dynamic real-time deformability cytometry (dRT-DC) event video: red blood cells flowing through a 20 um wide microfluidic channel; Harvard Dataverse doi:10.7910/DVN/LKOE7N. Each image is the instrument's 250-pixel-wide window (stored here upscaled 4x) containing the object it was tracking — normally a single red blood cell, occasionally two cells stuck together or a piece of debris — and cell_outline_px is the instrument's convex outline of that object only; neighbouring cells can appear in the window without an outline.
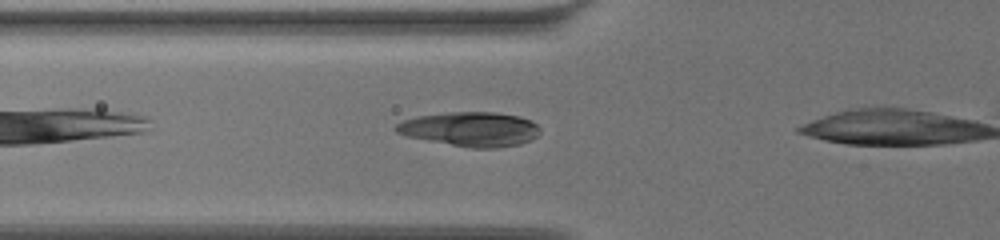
{"species": "common noctule bat (a hibernating species)", "species_latin": "Nyctalus noctula", "temperature_condition": "warm", "stored_images_in_passage": 32, "camera_frame_rate_fps": 3000, "um_per_image_px": 0.085, "animal": {"sex": "female", "body_mass_g": 19.5, "forearm_length_mm": 54.1}, "frame": {"image": 1, "passage_image": 2, "time_ms": 0.333, "image_size_px": [1000, 240], "cell_outline_px": [[540, 132], [532, 140], [520, 144], [496, 148], [472, 148], [408, 136], [396, 132], [392, 128], [396, 124], [404, 120], [416, 116], [452, 112], [496, 112], [520, 116], [532, 120], [540, 128]], "centroid_in_image_um": [40.03, 10.97], "position_along_channel_um": 85.8, "area_um2": 28.84}}
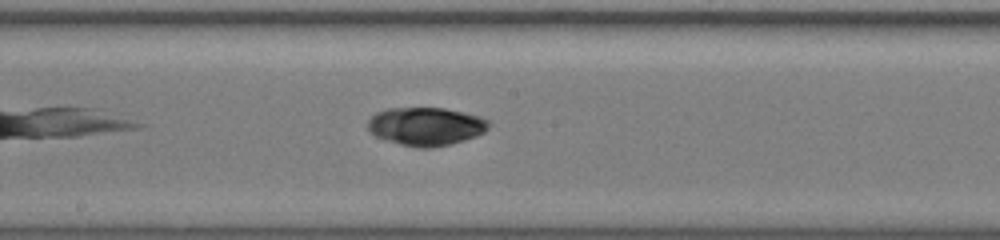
{"frame": {"image": 2, "passage_image": 13, "time_ms": 4.0, "image_size_px": [1000, 240], "cell_outline_px": [[488, 128], [484, 132], [476, 136], [464, 140], [432, 148], [420, 148], [400, 144], [376, 136], [368, 132], [368, 120], [376, 112], [388, 108], [444, 108], [480, 116], [488, 120]], "centroid_in_image_um": [36.18, 10.74], "position_along_channel_um": 212.0, "area_um2": 26.82}}
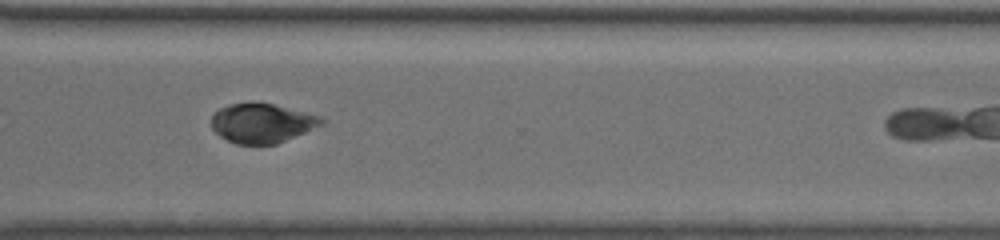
{"frame": {"image": 3, "passage_image": 25, "time_ms": 8.0, "image_size_px": [1000, 240], "cell_outline_px": [[328, 120], [324, 124], [276, 144], [236, 144], [220, 136], [212, 128], [212, 116], [220, 108], [228, 104], [248, 100], [256, 100], [320, 116]], "centroid_in_image_um": [22.26, 10.43], "position_along_channel_um": 348.3, "area_um2": 25.55}}